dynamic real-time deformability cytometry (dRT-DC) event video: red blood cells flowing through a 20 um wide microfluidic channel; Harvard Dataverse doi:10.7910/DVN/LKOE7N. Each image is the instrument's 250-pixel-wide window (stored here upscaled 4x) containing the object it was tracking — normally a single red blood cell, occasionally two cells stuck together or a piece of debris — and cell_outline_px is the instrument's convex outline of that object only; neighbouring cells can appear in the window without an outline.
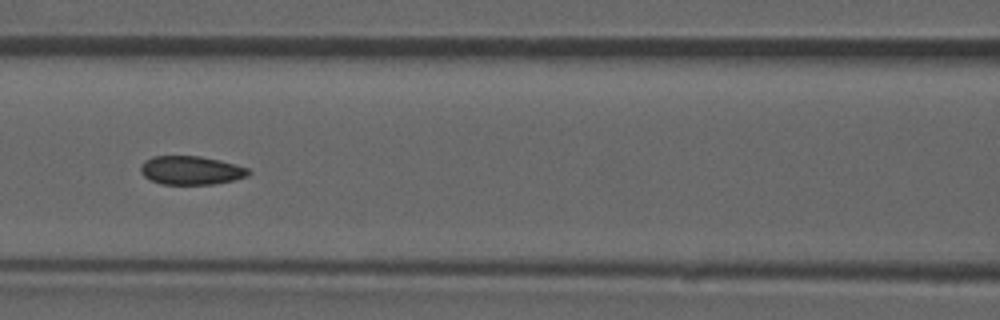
{"species": "common noctule bat (a hibernating species)", "species_latin": "Nyctalus noctula", "temperature_condition": "room temperature", "stored_images_in_passage": 53, "camera_frame_rate_fps": 3000, "um_per_image_px": 0.085, "animal": {"sex": "male", "forearm_length_mm": 52.5}, "frame": {"image": 1, "passage_image": 23, "time_ms": 7.333, "image_size_px": [1000, 320], "cell_outline_px": [[252, 172], [248, 176], [232, 180], [212, 184], [160, 184], [144, 176], [140, 172], [140, 168], [144, 160], [152, 156], [200, 156], [220, 160], [236, 164], [248, 168]], "centroid_in_image_um": [16.24, 14.47], "position_along_channel_um": 150.4, "area_um2": 18.03}, "authors_computed_cell_mechanics": {"area_um2": 18.6694, "velocity_mm_per_s": 3.8956, "shape_relaxation_time_tau1_ms": 5.7531, "shape_relaxation_time_tau2_ms": 1.7126, "deformation_change_tau1": 0.0893, "deformation_change_tau2": 0.036}}